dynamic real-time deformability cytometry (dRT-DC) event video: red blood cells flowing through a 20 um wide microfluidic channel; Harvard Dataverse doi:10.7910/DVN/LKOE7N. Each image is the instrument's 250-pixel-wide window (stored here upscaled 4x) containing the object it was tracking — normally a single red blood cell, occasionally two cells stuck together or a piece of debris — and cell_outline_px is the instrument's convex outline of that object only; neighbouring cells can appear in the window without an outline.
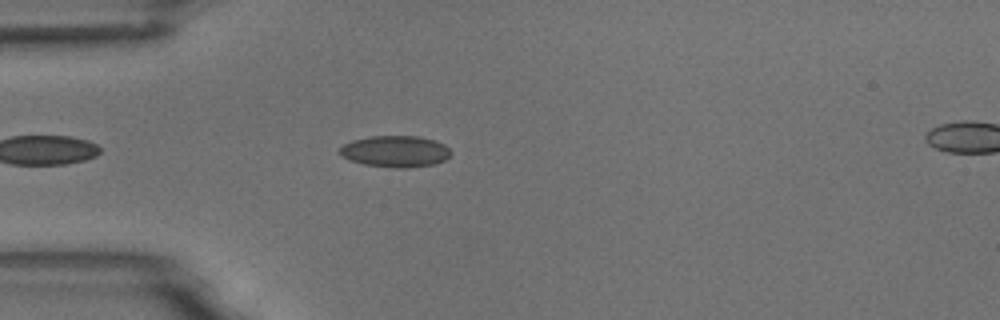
{"species": "common noctule bat (a hibernating species)", "species_latin": "Nyctalus noctula", "temperature_condition": "room temperature", "stored_images_in_passage": 7, "camera_frame_rate_fps": 3000, "um_per_image_px": 0.085, "animal": {"sex": "male", "body_mass_g": 18.8}, "frame": {"image": 1, "passage_image": 6, "time_ms": 6.0, "image_size_px": [1000, 320], "cell_outline_px": [[452, 152], [444, 160], [432, 164], [408, 168], [396, 168], [364, 164], [348, 160], [340, 152], [340, 148], [344, 144], [352, 140], [372, 136], [416, 136], [436, 140], [444, 144]], "centroid_in_image_um": [33.61, 12.86], "position_along_channel_um": 51.4, "area_um2": 20.23}}